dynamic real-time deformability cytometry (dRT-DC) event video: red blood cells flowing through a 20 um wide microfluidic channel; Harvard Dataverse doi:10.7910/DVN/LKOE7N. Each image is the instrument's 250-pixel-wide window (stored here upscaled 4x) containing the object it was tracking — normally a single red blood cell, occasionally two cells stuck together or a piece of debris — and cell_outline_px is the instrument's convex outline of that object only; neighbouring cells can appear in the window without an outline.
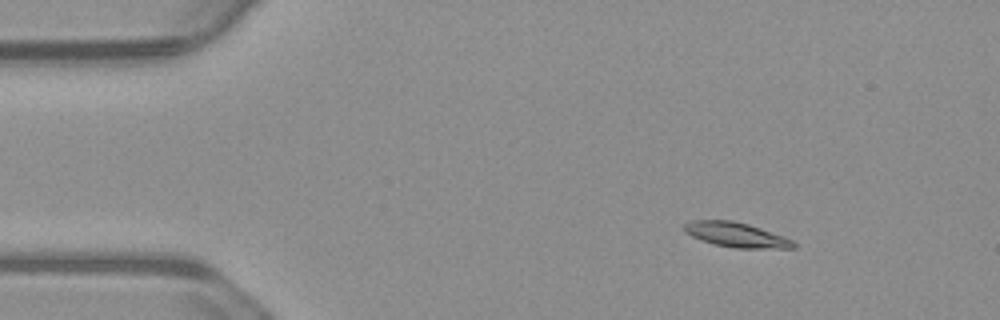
{"species": "common noctule bat (a hibernating species)", "species_latin": "Nyctalus noctula", "temperature_condition": "warm", "stored_images_in_passage": 3, "camera_frame_rate_fps": 3000, "um_per_image_px": 0.085, "animal": {"sex": "male", "body_mass_g": 23.1, "forearm_length_mm": 52.7}, "frame": {"image": 1, "passage_image": 1, "time_ms": 0.0, "image_size_px": [1000, 320], "cell_outline_px": [[796, 248], [736, 248], [712, 244], [692, 236], [684, 232], [684, 224], [692, 220], [732, 220], [748, 224], [784, 236], [792, 240], [796, 244]], "centroid_in_image_um": [62.57, 19.96], "position_along_channel_um": 22.4, "area_um2": 15.72}}